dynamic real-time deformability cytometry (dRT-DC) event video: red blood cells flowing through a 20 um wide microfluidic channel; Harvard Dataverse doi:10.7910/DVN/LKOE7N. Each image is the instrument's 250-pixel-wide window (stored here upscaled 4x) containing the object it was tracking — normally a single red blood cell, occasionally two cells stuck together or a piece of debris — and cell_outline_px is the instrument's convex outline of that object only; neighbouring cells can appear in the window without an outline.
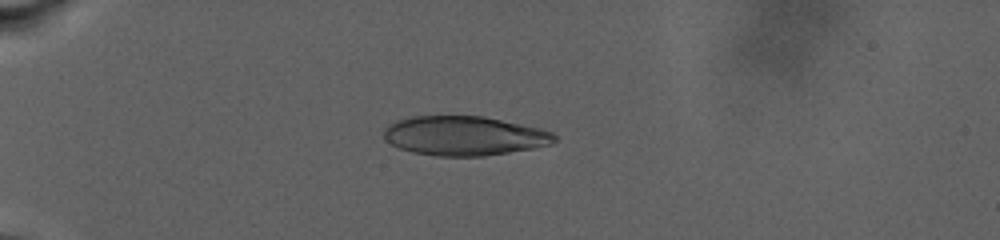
{"species": "human", "species_latin": "Homo sapiens", "temperature_condition": "warm", "stored_images_in_passage": 78, "camera_frame_rate_fps": 3000, "um_per_image_px": 0.085, "donor": {"sex": "male"}, "frame": {"image": 1, "passage_image": 22, "time_ms": 8.333, "image_size_px": [1000, 240], "cell_outline_px": [[556, 140], [552, 144], [532, 148], [484, 156], [436, 156], [412, 152], [400, 148], [384, 140], [384, 128], [388, 124], [396, 120], [412, 116], [484, 116], [540, 128], [552, 132], [556, 136]], "centroid_in_image_um": [39.44, 11.54], "position_along_channel_um": 45.6, "area_um2": 39.19}}
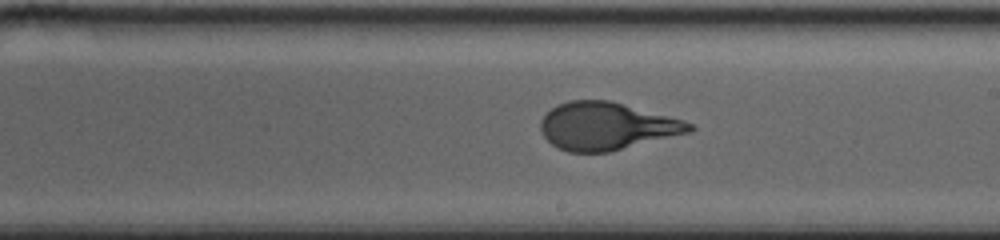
{"frame": {"image": 2, "passage_image": 42, "time_ms": 17.667, "image_size_px": [1000, 240], "cell_outline_px": [[696, 128], [692, 132], [608, 152], [568, 152], [556, 148], [544, 136], [540, 128], [540, 120], [552, 108], [568, 100], [612, 100], [680, 120], [692, 124]], "centroid_in_image_um": [51.54, 10.73], "position_along_channel_um": 237.5, "area_um2": 41.04}}
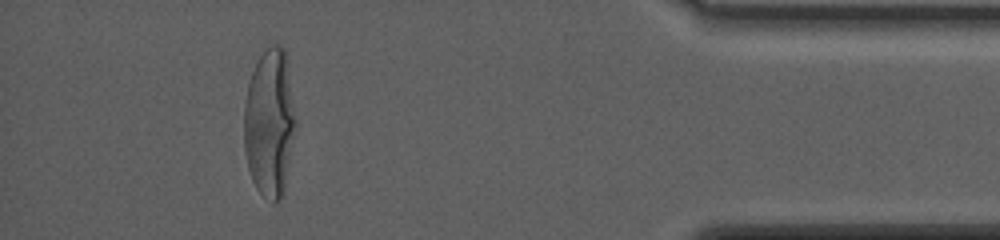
{"frame": {"image": 3, "passage_image": 71, "time_ms": 26.0, "image_size_px": [1000, 240], "cell_outline_px": [[296, 128], [284, 196], [276, 204], [272, 204], [256, 188], [252, 180], [248, 168], [244, 148], [244, 100], [248, 80], [264, 48], [272, 44], [280, 44], [284, 48], [288, 60], [296, 116]], "centroid_in_image_um": [22.93, 10.45], "position_along_channel_um": 412.3, "area_um2": 45.89}, "authors_computed_cell_mechanics": {"area_um2": 41.9339, "velocity_mm_per_s": 2.5759, "shape_relaxation_time_tau1_ms": 7.726, "shape_relaxation_time_tau2_ms": null, "deformation_change_tau1": 0.2713, "deformation_change_tau2": null}}